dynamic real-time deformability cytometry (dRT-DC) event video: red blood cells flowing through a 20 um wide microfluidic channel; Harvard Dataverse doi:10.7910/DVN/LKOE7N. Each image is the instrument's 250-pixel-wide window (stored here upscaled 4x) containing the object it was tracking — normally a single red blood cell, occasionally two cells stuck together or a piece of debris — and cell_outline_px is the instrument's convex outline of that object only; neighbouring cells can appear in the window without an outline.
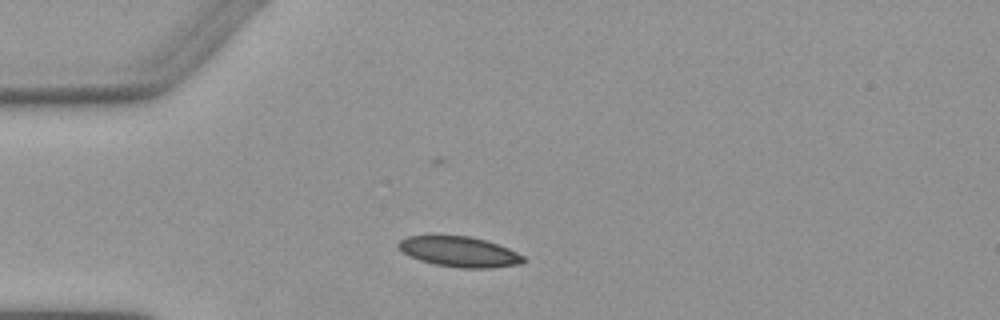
{"species": "Egyptian fruit bat (a non-hibernating species)", "species_latin": "Rousettus aegyptiacus", "temperature_condition": "warm", "stored_images_in_passage": 4, "camera_frame_rate_fps": 3000, "um_per_image_px": 0.085, "animal": {"sex": "female"}, "frame": {"image": 1, "passage_image": 2, "time_ms": 1.333, "image_size_px": [1000, 320], "cell_outline_px": [[524, 260], [520, 264], [492, 268], [460, 268], [436, 264], [420, 260], [404, 252], [396, 244], [400, 240], [408, 236], [468, 236], [484, 240], [508, 248], [524, 256]], "centroid_in_image_um": [39.06, 21.4], "position_along_channel_um": 45.9, "area_um2": 21.68}}
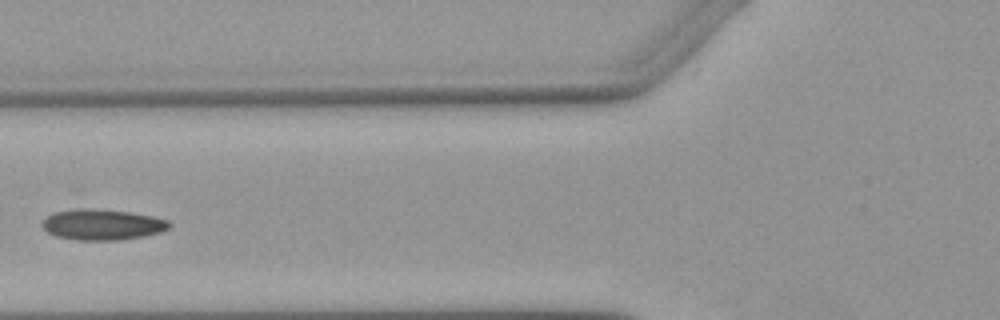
{"frame": {"image": 2, "passage_image": 4, "time_ms": 3.667, "image_size_px": [1000, 320], "cell_outline_px": [[172, 224], [168, 228], [160, 232], [144, 236], [120, 240], [80, 240], [56, 236], [48, 232], [40, 224], [52, 212], [80, 208], [92, 208], [132, 212], [152, 216], [168, 220]], "centroid_in_image_um": [8.7, 19.08], "position_along_channel_um": 117.1, "area_um2": 22.83}}